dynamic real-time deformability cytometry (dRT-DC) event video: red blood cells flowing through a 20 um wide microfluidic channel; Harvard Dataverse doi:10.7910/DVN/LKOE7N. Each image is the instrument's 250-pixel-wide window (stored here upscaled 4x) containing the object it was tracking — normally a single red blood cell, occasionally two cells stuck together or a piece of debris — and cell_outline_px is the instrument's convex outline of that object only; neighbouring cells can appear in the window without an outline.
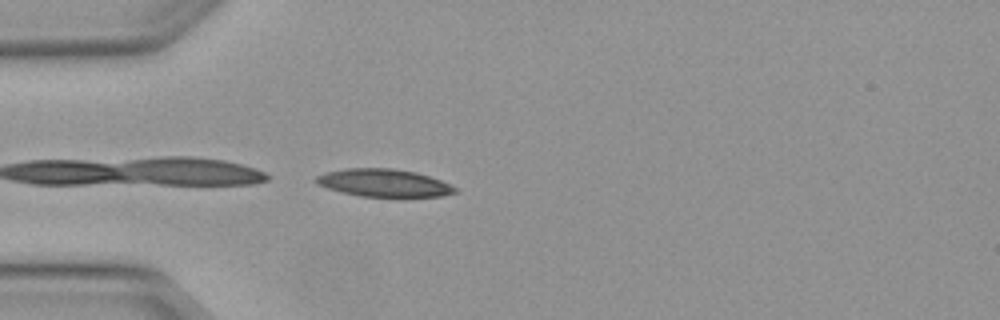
{"species": "Egyptian fruit bat (a non-hibernating species)", "species_latin": "Rousettus aegyptiacus", "temperature_condition": "warm", "stored_images_in_passage": 14, "camera_frame_rate_fps": 3000, "um_per_image_px": 0.085, "animal": {"sex": "female"}, "frame": {"image": 1, "passage_image": 14, "time_ms": 4.333, "image_size_px": [1000, 320], "cell_outline_px": [[456, 192], [440, 196], [360, 196], [328, 188], [316, 184], [312, 180], [316, 176], [324, 172], [344, 168], [392, 168], [416, 172], [440, 180], [456, 188]], "centroid_in_image_um": [32.55, 15.53], "position_along_channel_um": 52.5, "area_um2": 22.2}}